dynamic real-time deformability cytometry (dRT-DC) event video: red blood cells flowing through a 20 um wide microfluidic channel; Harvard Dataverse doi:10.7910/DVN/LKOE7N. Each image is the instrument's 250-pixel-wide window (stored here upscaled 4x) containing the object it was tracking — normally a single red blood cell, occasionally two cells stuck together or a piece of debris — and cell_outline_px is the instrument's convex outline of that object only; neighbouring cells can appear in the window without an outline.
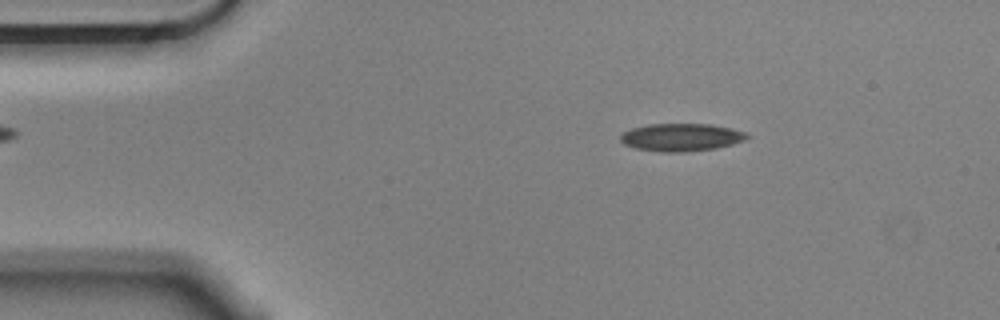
{"species": "Egyptian fruit bat (a non-hibernating species)", "species_latin": "Rousettus aegyptiacus", "temperature_condition": "cold", "stored_images_in_passage": 4, "camera_frame_rate_fps": 3000, "um_per_image_px": 0.085, "animal": {"sex": "male"}, "frame": {"image": 1, "passage_image": 2, "time_ms": 0.333, "image_size_px": [1000, 320], "cell_outline_px": [[752, 136], [744, 140], [732, 144], [716, 148], [684, 152], [660, 152], [636, 148], [624, 144], [620, 140], [620, 136], [624, 132], [632, 128], [648, 124], [712, 124], [732, 128], [748, 132]], "centroid_in_image_um": [57.95, 11.66], "position_along_channel_um": 27.0, "area_um2": 20.58}}
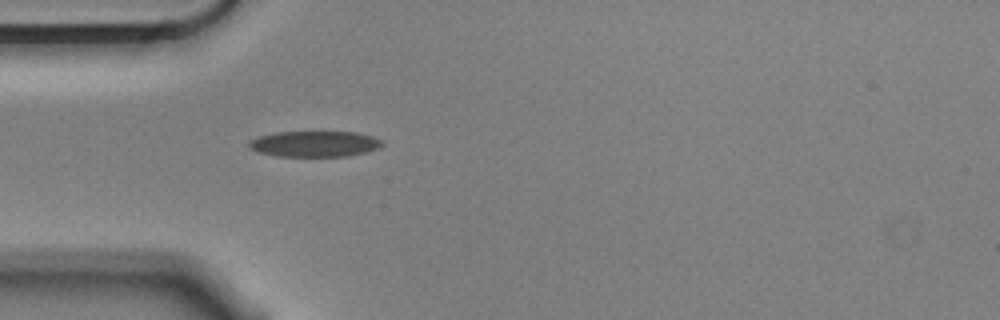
{"frame": {"image": 2, "passage_image": 4, "time_ms": 1.0, "image_size_px": [1000, 320], "cell_outline_px": [[384, 144], [376, 148], [364, 152], [348, 156], [276, 156], [260, 152], [248, 148], [248, 144], [252, 140], [260, 136], [276, 132], [356, 132], [372, 136], [384, 140]], "centroid_in_image_um": [26.76, 12.22], "position_along_channel_um": 58.2, "area_um2": 19.88}}